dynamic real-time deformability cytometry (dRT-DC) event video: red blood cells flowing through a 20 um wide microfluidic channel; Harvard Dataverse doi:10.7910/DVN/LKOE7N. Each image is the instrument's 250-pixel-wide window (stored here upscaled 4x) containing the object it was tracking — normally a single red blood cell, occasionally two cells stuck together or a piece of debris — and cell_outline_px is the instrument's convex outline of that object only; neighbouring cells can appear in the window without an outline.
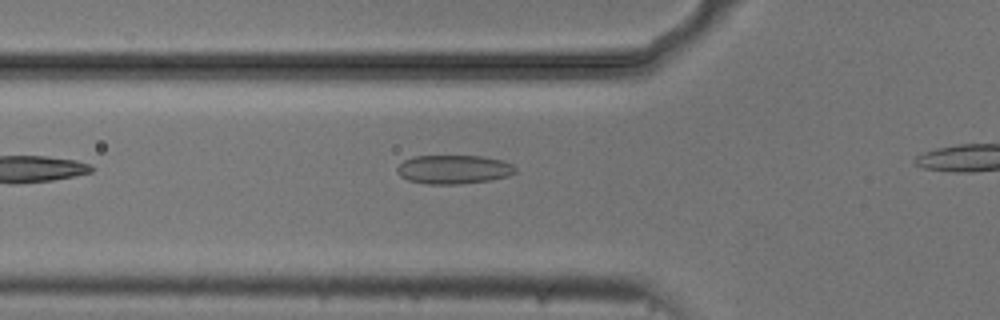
{"species": "common noctule bat (a hibernating species)", "species_latin": "Nyctalus noctula", "temperature_condition": "cold", "stored_images_in_passage": 29, "camera_frame_rate_fps": 3000, "um_per_image_px": 0.085, "animal": {"sex": "male", "body_mass_g": 20.5, "forearm_length_mm": 52.5}, "frame": {"image": 1, "passage_image": 3, "time_ms": 0.667, "image_size_px": [1000, 320], "cell_outline_px": [[516, 172], [508, 176], [488, 180], [460, 184], [428, 184], [408, 180], [400, 176], [396, 172], [396, 168], [404, 160], [412, 156], [480, 156], [504, 160], [512, 164], [516, 168]], "centroid_in_image_um": [38.55, 14.39], "position_along_channel_um": 87.2, "area_um2": 19.94}}
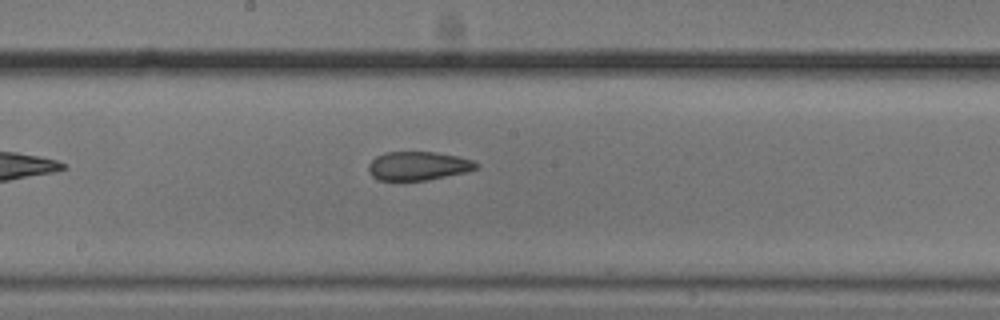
{"frame": {"image": 2, "passage_image": 13, "time_ms": 4.0, "image_size_px": [1000, 320], "cell_outline_px": [[480, 164], [476, 168], [464, 172], [428, 180], [376, 180], [368, 172], [368, 164], [376, 156], [384, 152], [436, 152], [456, 156], [472, 160]], "centroid_in_image_um": [35.5, 14.1], "position_along_channel_um": 212.7, "area_um2": 17.98}}
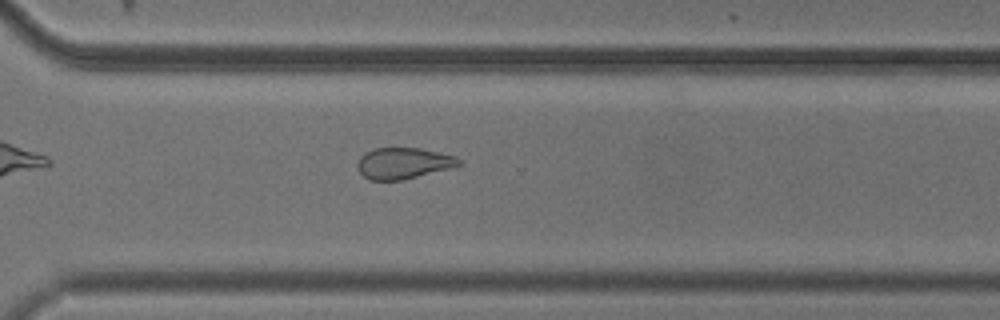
{"frame": {"image": 3, "passage_image": 23, "time_ms": 7.333, "image_size_px": [1000, 320], "cell_outline_px": [[464, 164], [400, 180], [368, 180], [356, 168], [356, 164], [360, 156], [364, 152], [372, 148], [420, 148], [456, 156]], "centroid_in_image_um": [34.23, 13.86], "position_along_channel_um": 336.4, "area_um2": 18.38}}